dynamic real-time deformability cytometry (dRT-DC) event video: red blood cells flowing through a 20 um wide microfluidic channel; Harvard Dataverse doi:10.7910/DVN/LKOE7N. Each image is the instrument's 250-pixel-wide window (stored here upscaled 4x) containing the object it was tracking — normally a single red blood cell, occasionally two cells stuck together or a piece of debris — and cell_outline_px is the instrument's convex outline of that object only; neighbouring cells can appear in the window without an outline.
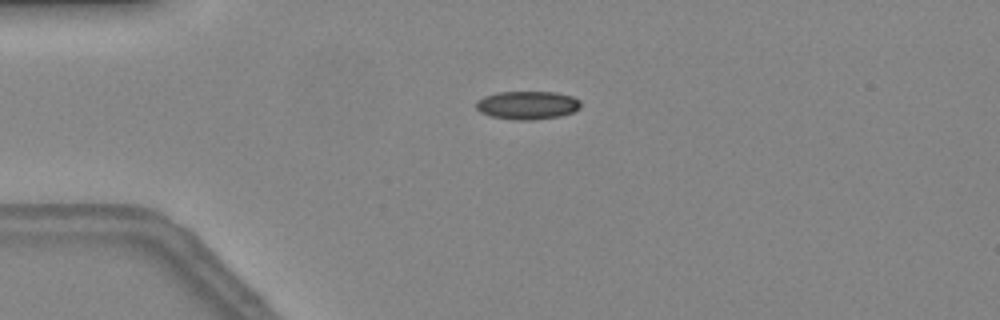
{"species": "common noctule bat (a hibernating species)", "species_latin": "Nyctalus noctula", "temperature_condition": "warm", "stored_images_in_passage": 47, "camera_frame_rate_fps": 3000, "um_per_image_px": 0.085, "animal": {"sex": "female", "body_mass_g": 24.6, "forearm_length_mm": 56.2}, "frame": {"image": 1, "passage_image": 11, "time_ms": 3.333, "image_size_px": [1000, 320], "cell_outline_px": [[580, 108], [572, 112], [560, 116], [532, 120], [512, 120], [488, 116], [480, 112], [476, 108], [476, 104], [484, 96], [496, 92], [556, 92], [572, 96], [580, 100]], "centroid_in_image_um": [44.82, 8.94], "position_along_channel_um": 40.2, "area_um2": 17.34}}
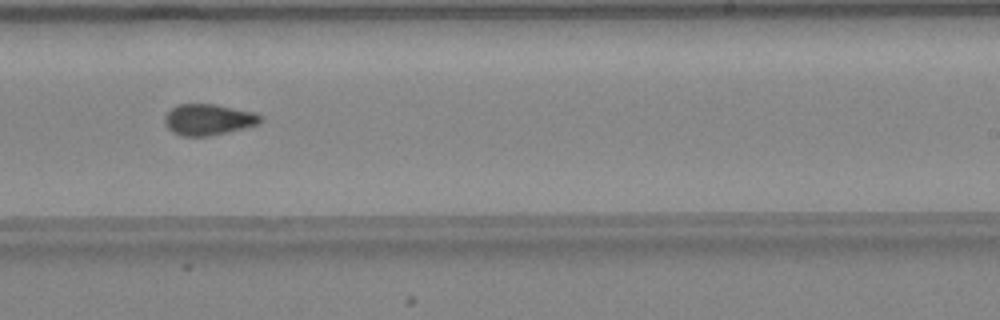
{"frame": {"image": 2, "passage_image": 29, "time_ms": 9.333, "image_size_px": [1000, 320], "cell_outline_px": [[264, 120], [260, 124], [228, 132], [208, 136], [180, 136], [172, 132], [164, 124], [164, 116], [176, 104], [212, 104], [252, 112], [260, 116]], "centroid_in_image_um": [17.68, 10.18], "position_along_channel_um": 271.3, "area_um2": 17.34}}
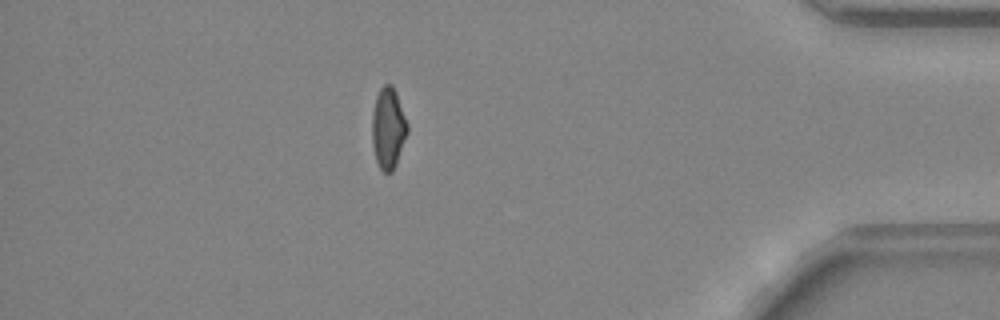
{"frame": {"image": 3, "passage_image": 41, "time_ms": 13.333, "image_size_px": [1000, 320], "cell_outline_px": [[408, 132], [396, 164], [392, 172], [384, 172], [380, 168], [376, 160], [372, 144], [372, 112], [376, 96], [380, 88], [384, 84], [392, 84], [396, 92], [408, 124]], "centroid_in_image_um": [32.99, 10.88], "position_along_channel_um": 402.2, "area_um2": 16.76}, "authors_computed_cell_mechanics": {"area_um2": 17.051, "velocity_mm_per_s": 4.3472, "shape_relaxation_time_tau1_ms": null, "shape_relaxation_time_tau2_ms": 1.8895, "deformation_change_tau1": null, "deformation_change_tau2": 0.0658}}